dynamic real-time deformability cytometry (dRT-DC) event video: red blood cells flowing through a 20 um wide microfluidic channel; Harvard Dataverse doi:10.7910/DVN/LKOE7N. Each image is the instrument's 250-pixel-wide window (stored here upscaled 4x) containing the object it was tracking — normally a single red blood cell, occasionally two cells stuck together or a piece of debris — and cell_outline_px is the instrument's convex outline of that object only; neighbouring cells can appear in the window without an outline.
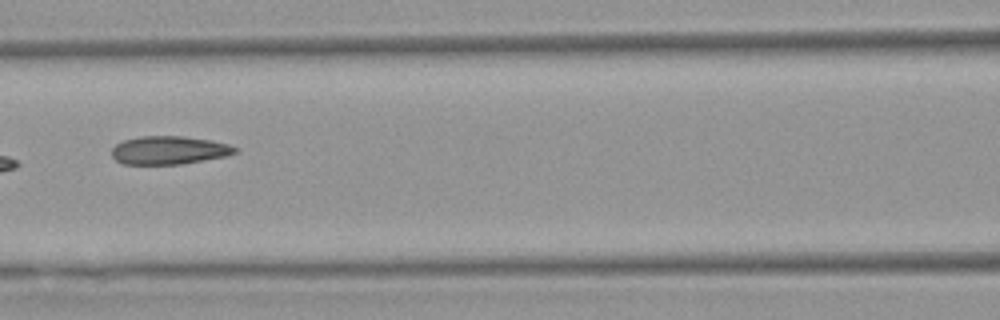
{"species": "Egyptian fruit bat (a non-hibernating species)", "species_latin": "Rousettus aegyptiacus", "temperature_condition": "warm", "stored_images_in_passage": 8, "camera_frame_rate_fps": 3000, "um_per_image_px": 0.085, "animal": {"sex": "female"}, "frame": {"image": 1, "passage_image": 7, "time_ms": 7.0, "image_size_px": [1000, 320], "cell_outline_px": [[240, 152], [228, 156], [180, 164], [124, 164], [116, 160], [112, 156], [112, 148], [116, 144], [124, 140], [140, 136], [184, 136], [212, 140], [228, 144], [240, 148]], "centroid_in_image_um": [14.43, 12.76], "position_along_channel_um": 152.2, "area_um2": 20.52}}
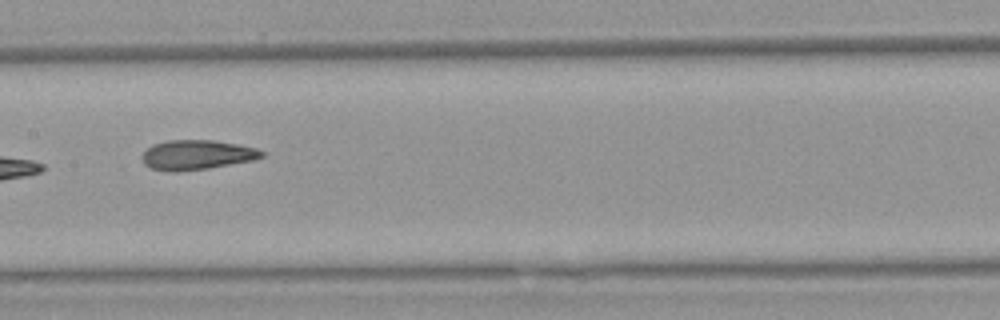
{"frame": {"image": 2, "passage_image": 8, "time_ms": 8.0, "image_size_px": [1000, 320], "cell_outline_px": [[264, 156], [256, 160], [208, 168], [180, 172], [172, 172], [152, 168], [144, 164], [144, 152], [152, 144], [168, 140], [212, 140], [236, 144], [256, 148], [264, 152]], "centroid_in_image_um": [16.76, 13.17], "position_along_channel_um": 190.6, "area_um2": 20.63}}